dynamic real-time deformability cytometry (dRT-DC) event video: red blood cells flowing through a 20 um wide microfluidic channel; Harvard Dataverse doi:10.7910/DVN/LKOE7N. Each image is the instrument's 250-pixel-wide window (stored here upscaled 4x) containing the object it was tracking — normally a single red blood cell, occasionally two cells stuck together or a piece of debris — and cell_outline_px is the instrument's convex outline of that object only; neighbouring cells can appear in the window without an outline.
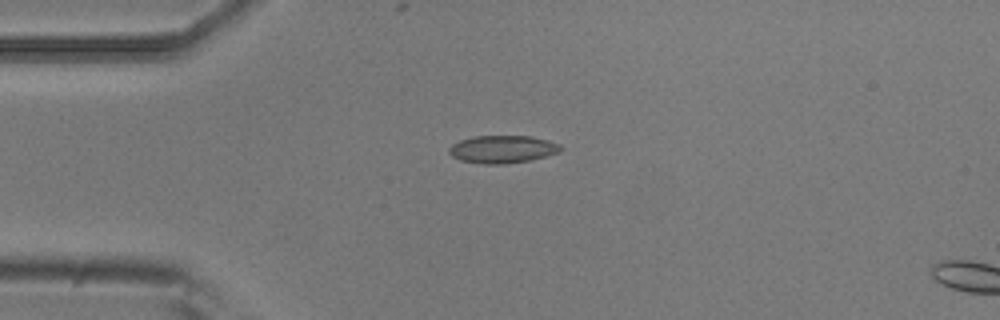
{"species": "common noctule bat (a hibernating species)", "species_latin": "Nyctalus noctula", "temperature_condition": "room temperature", "stored_images_in_passage": 4, "camera_frame_rate_fps": 3000, "um_per_image_px": 0.085, "animal": {"sex": "male", "body_mass_g": 20.5, "forearm_length_mm": 52.5}, "frame": {"image": 1, "passage_image": 3, "time_ms": 0.667, "image_size_px": [1000, 320], "cell_outline_px": [[564, 148], [560, 152], [528, 160], [504, 164], [484, 164], [460, 160], [452, 156], [448, 152], [448, 148], [452, 144], [460, 140], [472, 136], [532, 136], [548, 140], [560, 144]], "centroid_in_image_um": [42.7, 12.67], "position_along_channel_um": 42.3, "area_um2": 18.03}}